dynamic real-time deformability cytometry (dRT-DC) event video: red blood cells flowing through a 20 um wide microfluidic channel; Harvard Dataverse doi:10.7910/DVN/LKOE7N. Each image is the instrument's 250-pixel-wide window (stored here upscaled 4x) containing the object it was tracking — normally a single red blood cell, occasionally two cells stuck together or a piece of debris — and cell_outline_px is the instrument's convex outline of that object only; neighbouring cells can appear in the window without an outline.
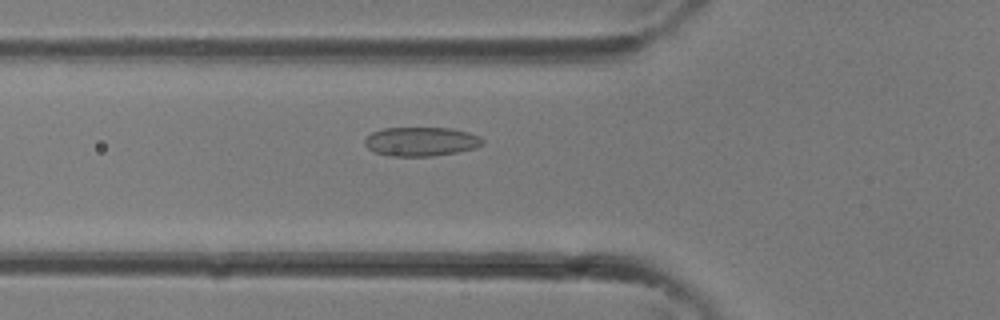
{"species": "common noctule bat (a hibernating species)", "species_latin": "Nyctalus noctula", "temperature_condition": "room temperature", "stored_images_in_passage": 24, "camera_frame_rate_fps": 3000, "um_per_image_px": 0.085, "animal": {"sex": "female"}, "frame": {"image": 1, "passage_image": 2, "time_ms": 0.333, "image_size_px": [1000, 320], "cell_outline_px": [[484, 144], [476, 148], [456, 152], [432, 156], [388, 156], [376, 152], [368, 148], [364, 144], [364, 140], [372, 132], [384, 128], [452, 128], [468, 132], [480, 136], [484, 140]], "centroid_in_image_um": [35.81, 12.03], "position_along_channel_um": 90.0, "area_um2": 20.0}}
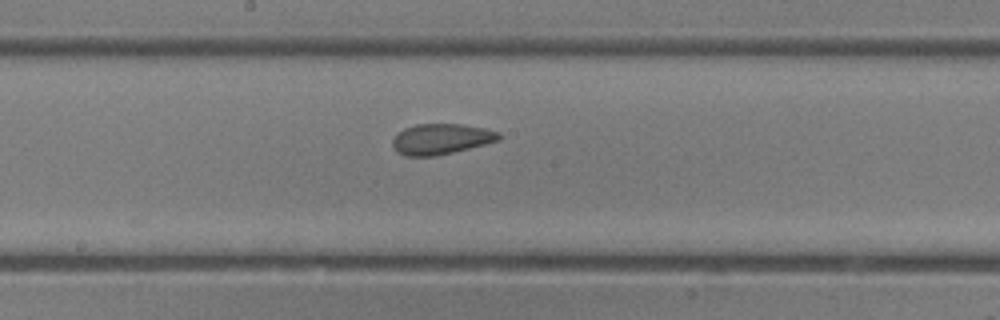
{"frame": {"image": 2, "passage_image": 8, "time_ms": 2.333, "image_size_px": [1000, 320], "cell_outline_px": [[500, 140], [436, 156], [404, 156], [396, 152], [392, 144], [392, 140], [404, 128], [416, 124], [464, 124], [484, 128], [500, 132]], "centroid_in_image_um": [37.48, 11.81], "position_along_channel_um": 210.7, "area_um2": 18.9}}
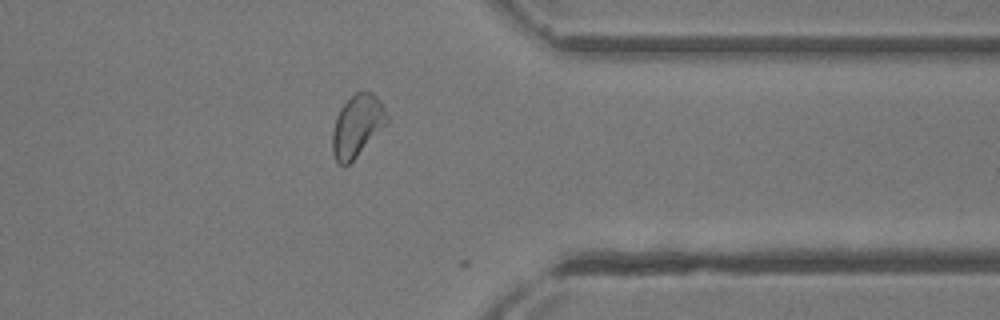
{"frame": {"image": 3, "passage_image": 17, "time_ms": 5.333, "image_size_px": [1000, 320], "cell_outline_px": [[388, 124], [344, 168], [336, 160], [332, 152], [332, 132], [336, 116], [340, 108], [356, 92], [372, 92], [380, 100], [388, 116]], "centroid_in_image_um": [30.36, 10.7], "position_along_channel_um": 381.0, "area_um2": 19.59}}